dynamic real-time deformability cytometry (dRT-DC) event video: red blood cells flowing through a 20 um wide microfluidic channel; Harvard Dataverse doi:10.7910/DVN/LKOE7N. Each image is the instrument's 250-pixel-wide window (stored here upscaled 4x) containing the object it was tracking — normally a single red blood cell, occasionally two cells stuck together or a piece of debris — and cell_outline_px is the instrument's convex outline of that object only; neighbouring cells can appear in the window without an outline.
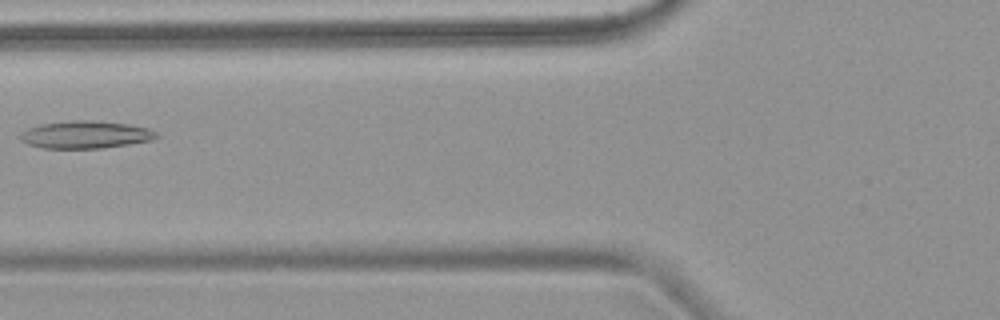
{"species": "common noctule bat (a hibernating species)", "species_latin": "Nyctalus noctula", "temperature_condition": "warm", "stored_images_in_passage": 6, "camera_frame_rate_fps": 3000, "um_per_image_px": 0.085, "animal": {"sex": "female", "body_mass_g": 18.4}, "frame": {"image": 1, "passage_image": 5, "time_ms": 4.667, "image_size_px": [1000, 320], "cell_outline_px": [[160, 136], [152, 140], [128, 144], [100, 148], [44, 148], [28, 144], [20, 140], [20, 132], [28, 128], [40, 124], [72, 120], [92, 120], [128, 124], [148, 128], [156, 132]], "centroid_in_image_um": [7.26, 11.44], "position_along_channel_um": 118.5, "area_um2": 21.79}}
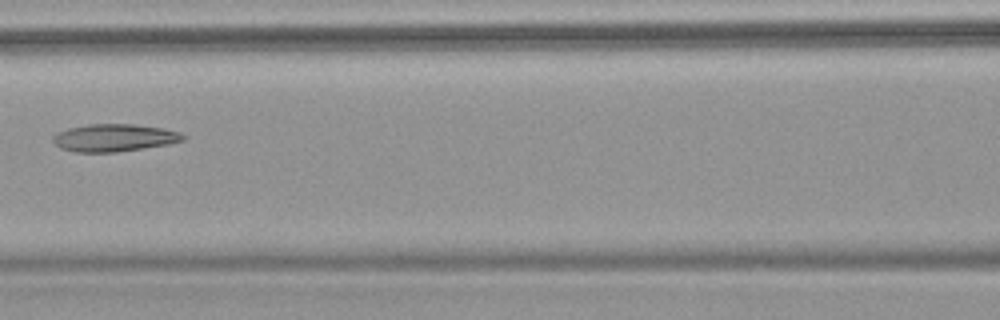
{"frame": {"image": 2, "passage_image": 6, "time_ms": 5.667, "image_size_px": [1000, 320], "cell_outline_px": [[184, 140], [168, 144], [116, 152], [76, 152], [60, 148], [52, 140], [52, 136], [56, 132], [68, 128], [88, 124], [132, 124], [164, 128], [180, 132], [184, 136]], "centroid_in_image_um": [9.67, 11.7], "position_along_channel_um": 156.9, "area_um2": 20.81}}